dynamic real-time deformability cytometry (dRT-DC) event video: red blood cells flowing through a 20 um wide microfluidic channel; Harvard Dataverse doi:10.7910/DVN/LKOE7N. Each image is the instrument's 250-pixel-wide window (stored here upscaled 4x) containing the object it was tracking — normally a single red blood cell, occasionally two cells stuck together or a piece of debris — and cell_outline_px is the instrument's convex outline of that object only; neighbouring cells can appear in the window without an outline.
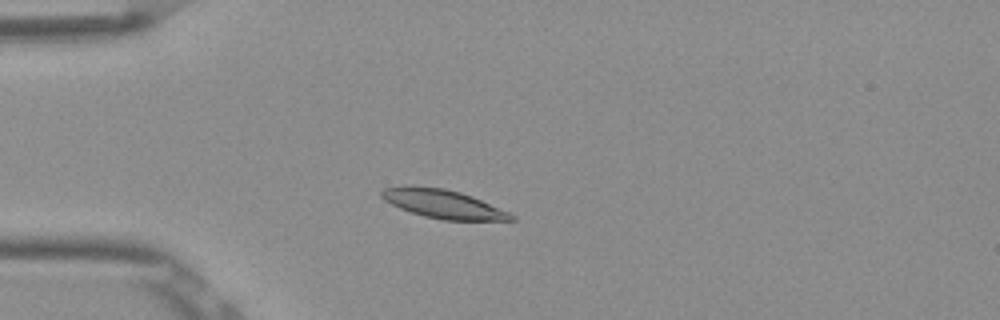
{"species": "Egyptian fruit bat (a non-hibernating species)", "species_latin": "Rousettus aegyptiacus", "temperature_condition": "room temperature", "stored_images_in_passage": 3, "camera_frame_rate_fps": 3000, "um_per_image_px": 0.085, "frame": {"image": 1, "passage_image": 3, "time_ms": 0.667, "image_size_px": [1000, 320], "cell_outline_px": [[516, 220], [444, 220], [424, 216], [400, 208], [384, 200], [380, 196], [380, 192], [384, 188], [404, 184], [408, 184], [444, 188], [460, 192], [472, 196], [508, 212], [516, 216]], "centroid_in_image_um": [37.61, 17.31], "position_along_channel_um": 47.4, "area_um2": 21.73}}